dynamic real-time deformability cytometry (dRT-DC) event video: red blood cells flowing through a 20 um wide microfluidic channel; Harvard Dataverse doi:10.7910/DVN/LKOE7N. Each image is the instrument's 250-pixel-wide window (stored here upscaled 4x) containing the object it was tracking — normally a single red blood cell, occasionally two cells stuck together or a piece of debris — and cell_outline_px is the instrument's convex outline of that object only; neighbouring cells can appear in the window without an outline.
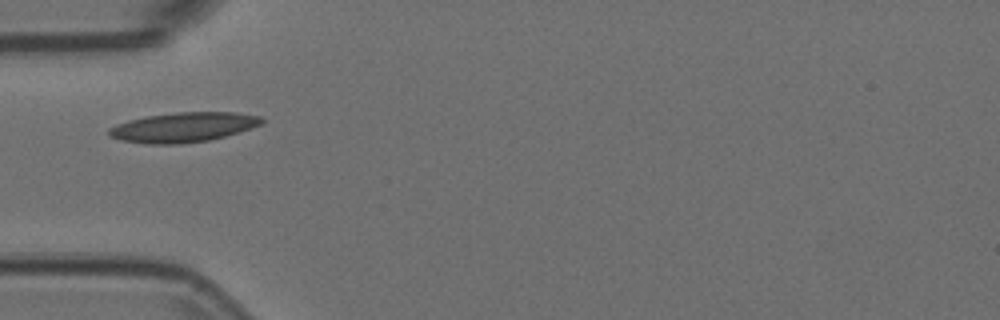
{"species": "Egyptian fruit bat (a non-hibernating species)", "species_latin": "Rousettus aegyptiacus", "temperature_condition": "room temperature", "stored_images_in_passage": 7, "camera_frame_rate_fps": 3000, "um_per_image_px": 0.085, "animal": {"sex": "female"}, "frame": {"image": 1, "passage_image": 1, "time_ms": 0.0, "image_size_px": [1000, 320], "cell_outline_px": [[264, 120], [260, 124], [224, 136], [208, 140], [180, 144], [144, 144], [120, 140], [108, 136], [108, 128], [116, 124], [128, 120], [144, 116], [176, 112], [236, 112], [264, 116]], "centroid_in_image_um": [15.51, 10.81], "position_along_channel_um": 69.5, "area_um2": 26.59}}
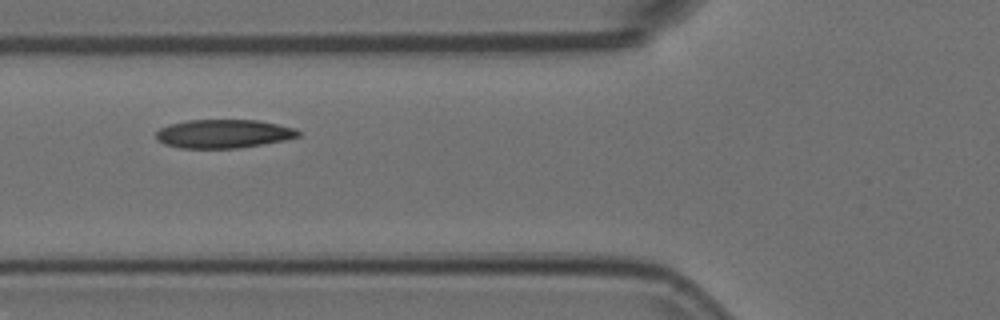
{"frame": {"image": 2, "passage_image": 4, "time_ms": 1.0, "image_size_px": [1000, 320], "cell_outline_px": [[300, 136], [284, 140], [236, 148], [180, 148], [164, 144], [156, 140], [156, 132], [160, 128], [168, 124], [188, 120], [256, 120], [296, 128], [300, 132]], "centroid_in_image_um": [18.95, 11.36], "position_along_channel_um": 106.8, "area_um2": 23.64}}